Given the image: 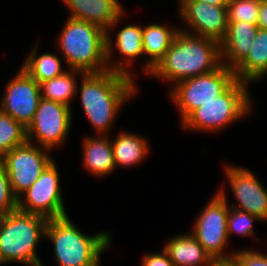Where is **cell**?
Returning <instances> with one entry per match:
<instances>
[{"mask_svg":"<svg viewBox=\"0 0 267 266\" xmlns=\"http://www.w3.org/2000/svg\"><path fill=\"white\" fill-rule=\"evenodd\" d=\"M0 99V110L27 128L41 99L40 85L20 67Z\"/></svg>","mask_w":267,"mask_h":266,"instance_id":"12","label":"cell"},{"mask_svg":"<svg viewBox=\"0 0 267 266\" xmlns=\"http://www.w3.org/2000/svg\"><path fill=\"white\" fill-rule=\"evenodd\" d=\"M262 0H229L227 4L228 22L246 21L257 24Z\"/></svg>","mask_w":267,"mask_h":266,"instance_id":"26","label":"cell"},{"mask_svg":"<svg viewBox=\"0 0 267 266\" xmlns=\"http://www.w3.org/2000/svg\"><path fill=\"white\" fill-rule=\"evenodd\" d=\"M59 172L53 160L40 177L18 199V210L47 219L68 215L60 186Z\"/></svg>","mask_w":267,"mask_h":266,"instance_id":"10","label":"cell"},{"mask_svg":"<svg viewBox=\"0 0 267 266\" xmlns=\"http://www.w3.org/2000/svg\"><path fill=\"white\" fill-rule=\"evenodd\" d=\"M179 30L177 25L175 27L151 23L142 26L143 53L144 56L149 57L146 58L145 65H142L144 73L147 75L152 73V70L165 57Z\"/></svg>","mask_w":267,"mask_h":266,"instance_id":"18","label":"cell"},{"mask_svg":"<svg viewBox=\"0 0 267 266\" xmlns=\"http://www.w3.org/2000/svg\"><path fill=\"white\" fill-rule=\"evenodd\" d=\"M37 46L31 49L21 67L38 83L55 78L67 71L62 68L58 52L38 54Z\"/></svg>","mask_w":267,"mask_h":266,"instance_id":"24","label":"cell"},{"mask_svg":"<svg viewBox=\"0 0 267 266\" xmlns=\"http://www.w3.org/2000/svg\"><path fill=\"white\" fill-rule=\"evenodd\" d=\"M84 72L68 69L63 74L39 83L41 98L55 101L72 108L71 100L77 94V76H82ZM77 75V76H76Z\"/></svg>","mask_w":267,"mask_h":266,"instance_id":"23","label":"cell"},{"mask_svg":"<svg viewBox=\"0 0 267 266\" xmlns=\"http://www.w3.org/2000/svg\"><path fill=\"white\" fill-rule=\"evenodd\" d=\"M115 167L128 168L142 163L149 153L148 140L138 134L120 131L116 137L111 139Z\"/></svg>","mask_w":267,"mask_h":266,"instance_id":"22","label":"cell"},{"mask_svg":"<svg viewBox=\"0 0 267 266\" xmlns=\"http://www.w3.org/2000/svg\"><path fill=\"white\" fill-rule=\"evenodd\" d=\"M225 176L237 203L229 207L246 211L267 222V189L249 169L234 164L224 165Z\"/></svg>","mask_w":267,"mask_h":266,"instance_id":"13","label":"cell"},{"mask_svg":"<svg viewBox=\"0 0 267 266\" xmlns=\"http://www.w3.org/2000/svg\"><path fill=\"white\" fill-rule=\"evenodd\" d=\"M256 220L260 221L257 217L246 211L229 207L227 219V232L229 239L233 233L243 237H255L253 223Z\"/></svg>","mask_w":267,"mask_h":266,"instance_id":"27","label":"cell"},{"mask_svg":"<svg viewBox=\"0 0 267 266\" xmlns=\"http://www.w3.org/2000/svg\"><path fill=\"white\" fill-rule=\"evenodd\" d=\"M141 261L140 266H174L164 249L162 253H146Z\"/></svg>","mask_w":267,"mask_h":266,"instance_id":"30","label":"cell"},{"mask_svg":"<svg viewBox=\"0 0 267 266\" xmlns=\"http://www.w3.org/2000/svg\"><path fill=\"white\" fill-rule=\"evenodd\" d=\"M221 64L219 42L180 29L165 57L149 77L162 79L173 86L185 79L214 71Z\"/></svg>","mask_w":267,"mask_h":266,"instance_id":"2","label":"cell"},{"mask_svg":"<svg viewBox=\"0 0 267 266\" xmlns=\"http://www.w3.org/2000/svg\"><path fill=\"white\" fill-rule=\"evenodd\" d=\"M111 236L107 231L86 235L69 215L48 219L45 229V238L53 244L58 266H100L101 255L112 243Z\"/></svg>","mask_w":267,"mask_h":266,"instance_id":"3","label":"cell"},{"mask_svg":"<svg viewBox=\"0 0 267 266\" xmlns=\"http://www.w3.org/2000/svg\"><path fill=\"white\" fill-rule=\"evenodd\" d=\"M116 35V39L114 40L111 37L112 34H106L107 68L108 70L115 71L133 78L132 74L130 73L131 66H134L132 65L134 64L133 61L144 55L142 26L138 24H127L122 27ZM113 40L115 42H113ZM114 50L119 51L121 57L124 58H121L120 61H117L118 59H114L116 61H113V54L115 52Z\"/></svg>","mask_w":267,"mask_h":266,"instance_id":"15","label":"cell"},{"mask_svg":"<svg viewBox=\"0 0 267 266\" xmlns=\"http://www.w3.org/2000/svg\"><path fill=\"white\" fill-rule=\"evenodd\" d=\"M257 31V24L228 22L226 35L220 42L222 65L235 69L248 55Z\"/></svg>","mask_w":267,"mask_h":266,"instance_id":"17","label":"cell"},{"mask_svg":"<svg viewBox=\"0 0 267 266\" xmlns=\"http://www.w3.org/2000/svg\"><path fill=\"white\" fill-rule=\"evenodd\" d=\"M178 1H194V2H205L211 5L227 6L229 0H178Z\"/></svg>","mask_w":267,"mask_h":266,"instance_id":"32","label":"cell"},{"mask_svg":"<svg viewBox=\"0 0 267 266\" xmlns=\"http://www.w3.org/2000/svg\"><path fill=\"white\" fill-rule=\"evenodd\" d=\"M48 219L19 210L0 217V262L44 266L37 247L45 238Z\"/></svg>","mask_w":267,"mask_h":266,"instance_id":"5","label":"cell"},{"mask_svg":"<svg viewBox=\"0 0 267 266\" xmlns=\"http://www.w3.org/2000/svg\"><path fill=\"white\" fill-rule=\"evenodd\" d=\"M233 260L238 266H267V254L255 249L235 250Z\"/></svg>","mask_w":267,"mask_h":266,"instance_id":"29","label":"cell"},{"mask_svg":"<svg viewBox=\"0 0 267 266\" xmlns=\"http://www.w3.org/2000/svg\"><path fill=\"white\" fill-rule=\"evenodd\" d=\"M26 142V128L0 110V159L13 148Z\"/></svg>","mask_w":267,"mask_h":266,"instance_id":"25","label":"cell"},{"mask_svg":"<svg viewBox=\"0 0 267 266\" xmlns=\"http://www.w3.org/2000/svg\"><path fill=\"white\" fill-rule=\"evenodd\" d=\"M234 72L236 79L248 84L267 76V30L258 28L248 55Z\"/></svg>","mask_w":267,"mask_h":266,"instance_id":"21","label":"cell"},{"mask_svg":"<svg viewBox=\"0 0 267 266\" xmlns=\"http://www.w3.org/2000/svg\"><path fill=\"white\" fill-rule=\"evenodd\" d=\"M73 19L93 23L110 34L126 14L119 0H62ZM125 12V13H124Z\"/></svg>","mask_w":267,"mask_h":266,"instance_id":"16","label":"cell"},{"mask_svg":"<svg viewBox=\"0 0 267 266\" xmlns=\"http://www.w3.org/2000/svg\"><path fill=\"white\" fill-rule=\"evenodd\" d=\"M72 120L71 107L41 98L33 120L26 128L27 142L34 144L36 141L39 147L55 150L67 141Z\"/></svg>","mask_w":267,"mask_h":266,"instance_id":"9","label":"cell"},{"mask_svg":"<svg viewBox=\"0 0 267 266\" xmlns=\"http://www.w3.org/2000/svg\"><path fill=\"white\" fill-rule=\"evenodd\" d=\"M79 79L77 93L85 116L96 131L94 135L108 136L121 108L138 94L134 78L106 70L84 73Z\"/></svg>","mask_w":267,"mask_h":266,"instance_id":"1","label":"cell"},{"mask_svg":"<svg viewBox=\"0 0 267 266\" xmlns=\"http://www.w3.org/2000/svg\"><path fill=\"white\" fill-rule=\"evenodd\" d=\"M64 24L57 45L67 69L84 73L108 70L106 31L93 23L71 17H68Z\"/></svg>","mask_w":267,"mask_h":266,"instance_id":"4","label":"cell"},{"mask_svg":"<svg viewBox=\"0 0 267 266\" xmlns=\"http://www.w3.org/2000/svg\"><path fill=\"white\" fill-rule=\"evenodd\" d=\"M18 210V199L11 189L9 177L0 160V216Z\"/></svg>","mask_w":267,"mask_h":266,"instance_id":"28","label":"cell"},{"mask_svg":"<svg viewBox=\"0 0 267 266\" xmlns=\"http://www.w3.org/2000/svg\"><path fill=\"white\" fill-rule=\"evenodd\" d=\"M223 188L221 186L216 191L197 215L191 231V234L214 261L233 260L234 256V250L225 253L229 239L227 232L229 202L225 188Z\"/></svg>","mask_w":267,"mask_h":266,"instance_id":"7","label":"cell"},{"mask_svg":"<svg viewBox=\"0 0 267 266\" xmlns=\"http://www.w3.org/2000/svg\"><path fill=\"white\" fill-rule=\"evenodd\" d=\"M214 266H238V264L234 260L215 261Z\"/></svg>","mask_w":267,"mask_h":266,"instance_id":"33","label":"cell"},{"mask_svg":"<svg viewBox=\"0 0 267 266\" xmlns=\"http://www.w3.org/2000/svg\"><path fill=\"white\" fill-rule=\"evenodd\" d=\"M236 80L234 69L220 65L216 70L177 82L168 96L178 109L182 123L195 109L221 95Z\"/></svg>","mask_w":267,"mask_h":266,"instance_id":"8","label":"cell"},{"mask_svg":"<svg viewBox=\"0 0 267 266\" xmlns=\"http://www.w3.org/2000/svg\"><path fill=\"white\" fill-rule=\"evenodd\" d=\"M174 266H214L215 261L190 233L176 235L163 248Z\"/></svg>","mask_w":267,"mask_h":266,"instance_id":"20","label":"cell"},{"mask_svg":"<svg viewBox=\"0 0 267 266\" xmlns=\"http://www.w3.org/2000/svg\"><path fill=\"white\" fill-rule=\"evenodd\" d=\"M109 139V135H87L83 138V166L95 177L110 175L116 169L112 143Z\"/></svg>","mask_w":267,"mask_h":266,"instance_id":"19","label":"cell"},{"mask_svg":"<svg viewBox=\"0 0 267 266\" xmlns=\"http://www.w3.org/2000/svg\"><path fill=\"white\" fill-rule=\"evenodd\" d=\"M257 25L259 29L267 30V0L261 1Z\"/></svg>","mask_w":267,"mask_h":266,"instance_id":"31","label":"cell"},{"mask_svg":"<svg viewBox=\"0 0 267 266\" xmlns=\"http://www.w3.org/2000/svg\"><path fill=\"white\" fill-rule=\"evenodd\" d=\"M51 151L26 142L13 148L0 160L9 177L12 192L18 198L42 174L45 168L54 160L49 155Z\"/></svg>","mask_w":267,"mask_h":266,"instance_id":"11","label":"cell"},{"mask_svg":"<svg viewBox=\"0 0 267 266\" xmlns=\"http://www.w3.org/2000/svg\"><path fill=\"white\" fill-rule=\"evenodd\" d=\"M249 86L236 79L221 95L195 109L181 126L185 130L216 133L251 115L253 102Z\"/></svg>","mask_w":267,"mask_h":266,"instance_id":"6","label":"cell"},{"mask_svg":"<svg viewBox=\"0 0 267 266\" xmlns=\"http://www.w3.org/2000/svg\"><path fill=\"white\" fill-rule=\"evenodd\" d=\"M178 12L187 33L208 37L221 42L228 29L227 6L211 5L205 2L178 1ZM192 30V31H191Z\"/></svg>","mask_w":267,"mask_h":266,"instance_id":"14","label":"cell"}]
</instances>
